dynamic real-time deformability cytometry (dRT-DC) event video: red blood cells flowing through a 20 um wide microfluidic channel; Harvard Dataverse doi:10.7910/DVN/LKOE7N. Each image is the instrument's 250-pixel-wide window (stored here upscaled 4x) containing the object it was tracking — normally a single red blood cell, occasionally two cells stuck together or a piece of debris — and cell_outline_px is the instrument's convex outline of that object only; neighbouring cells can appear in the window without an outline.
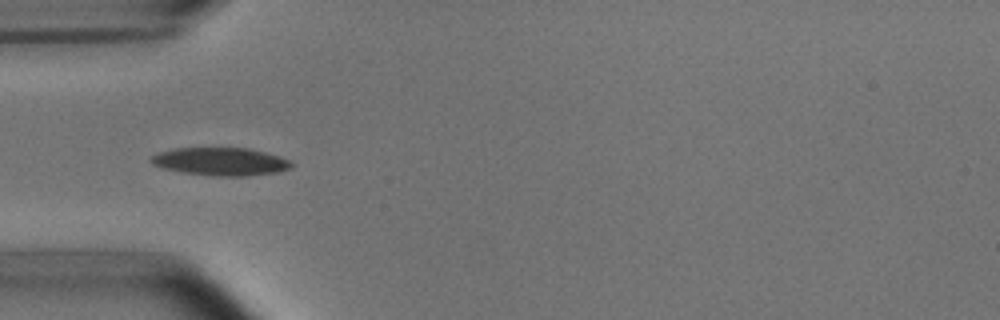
{"species": "common noctule bat (a hibernating species)", "species_latin": "Nyctalus noctula", "temperature_condition": "room temperature", "stored_images_in_passage": 6, "camera_frame_rate_fps": 3000, "um_per_image_px": 0.085, "animal": {"sex": "male", "body_mass_g": 15.6}, "frame": {"image": 1, "passage_image": 4, "time_ms": 3.333, "image_size_px": [1000, 320], "cell_outline_px": [[296, 164], [292, 168], [280, 172], [244, 176], [212, 176], [184, 172], [164, 168], [152, 164], [148, 160], [152, 156], [160, 152], [176, 148], [248, 148], [280, 156], [292, 160]], "centroid_in_image_um": [18.83, 13.73], "position_along_channel_um": 66.2, "area_um2": 23.0}}
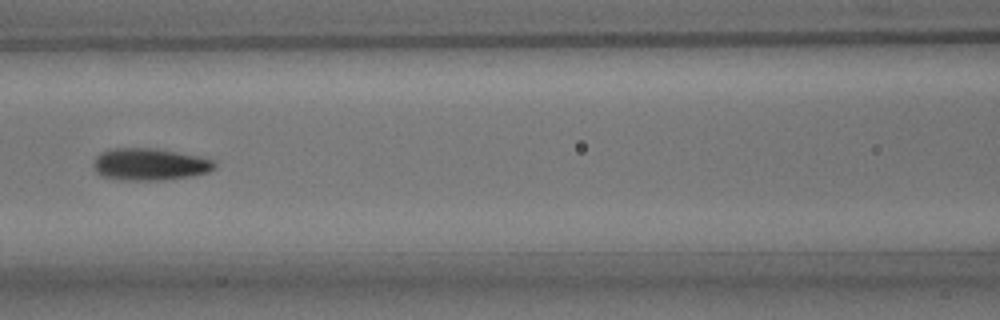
{"frame": {"image": 2, "passage_image": 6, "time_ms": 5.667, "image_size_px": [1000, 320], "cell_outline_px": [[216, 168], [208, 172], [192, 176], [164, 180], [116, 180], [100, 176], [96, 172], [92, 164], [96, 156], [100, 152], [112, 148], [156, 148], [196, 156], [212, 160], [216, 164]], "centroid_in_image_um": [12.67, 13.98], "position_along_channel_um": 153.9, "area_um2": 22.83}}